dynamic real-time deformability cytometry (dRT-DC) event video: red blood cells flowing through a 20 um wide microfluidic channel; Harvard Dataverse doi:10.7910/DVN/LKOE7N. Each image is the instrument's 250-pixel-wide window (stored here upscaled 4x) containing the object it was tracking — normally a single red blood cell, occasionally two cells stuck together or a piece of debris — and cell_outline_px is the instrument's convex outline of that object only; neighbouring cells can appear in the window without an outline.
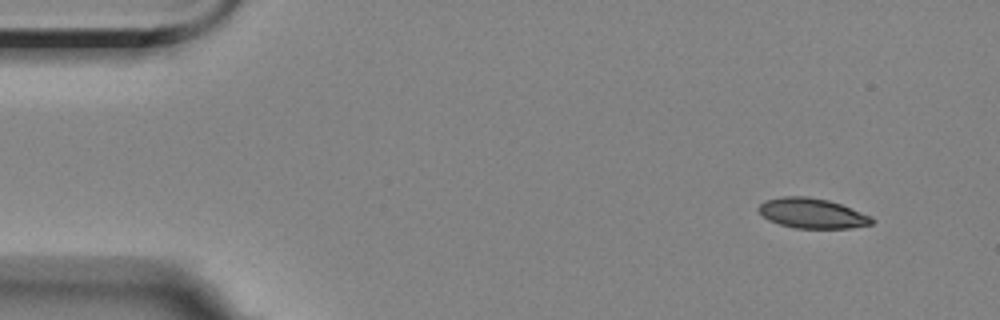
{"species": "Egyptian fruit bat (a non-hibernating species)", "species_latin": "Rousettus aegyptiacus", "temperature_condition": "room temperature", "stored_images_in_passage": 4, "camera_frame_rate_fps": 3000, "um_per_image_px": 0.085, "animal": {"sex": "female"}, "frame": {"image": 1, "passage_image": 1, "time_ms": 0.0, "image_size_px": [1000, 320], "cell_outline_px": [[876, 220], [872, 224], [852, 228], [796, 228], [780, 224], [768, 220], [756, 208], [764, 200], [784, 196], [808, 196], [828, 200], [840, 204], [872, 216]], "centroid_in_image_um": [69.04, 18.12], "position_along_channel_um": 16.0, "area_um2": 19.88}}
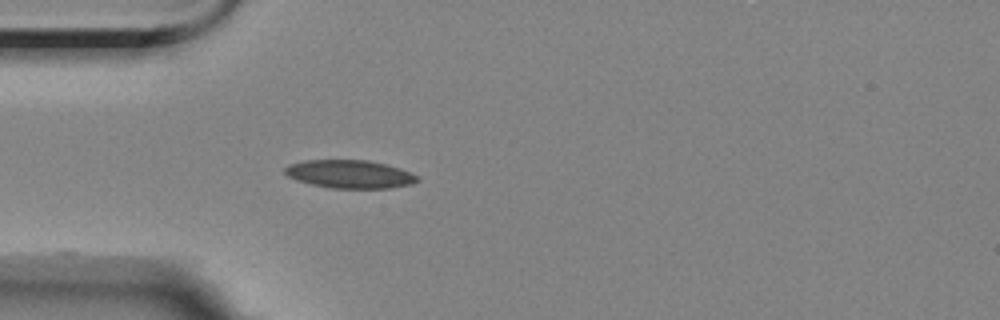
{"frame": {"image": 2, "passage_image": 4, "time_ms": 3.667, "image_size_px": [1000, 320], "cell_outline_px": [[420, 180], [412, 184], [388, 188], [332, 188], [312, 184], [296, 180], [288, 176], [284, 172], [284, 168], [288, 164], [308, 160], [368, 160], [400, 168], [412, 172], [420, 176]], "centroid_in_image_um": [29.76, 14.8], "position_along_channel_um": 55.2, "area_um2": 21.79}}